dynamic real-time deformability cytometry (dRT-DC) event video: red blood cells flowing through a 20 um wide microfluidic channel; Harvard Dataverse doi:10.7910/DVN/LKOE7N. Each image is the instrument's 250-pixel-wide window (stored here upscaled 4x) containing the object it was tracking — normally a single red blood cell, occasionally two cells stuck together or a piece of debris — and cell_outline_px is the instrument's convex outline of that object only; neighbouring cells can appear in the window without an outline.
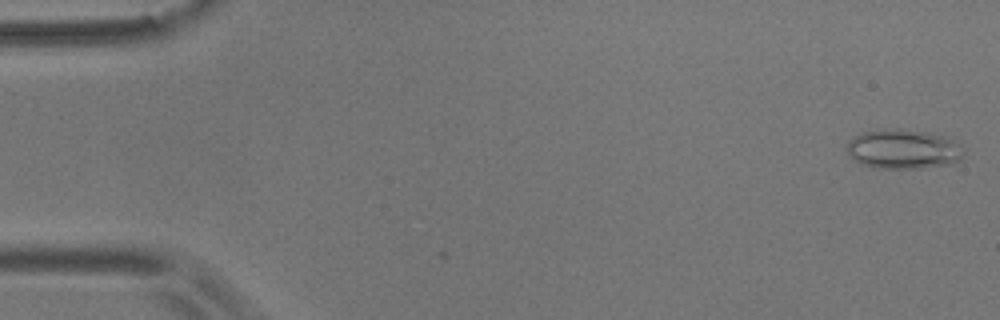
{"species": "common noctule bat (a hibernating species)", "species_latin": "Nyctalus noctula", "temperature_condition": "room temperature", "stored_images_in_passage": 55, "camera_frame_rate_fps": 3000, "um_per_image_px": 0.085, "animal": {"sex": "male", "body_mass_g": 17.9}, "frame": {"image": 1, "passage_image": 1, "time_ms": 0.0, "image_size_px": [1000, 320], "cell_outline_px": [[964, 152], [960, 160], [952, 164], [920, 168], [880, 168], [864, 164], [856, 160], [848, 152], [848, 144], [860, 132], [900, 128], [924, 132], [940, 136], [952, 140], [960, 144]], "centroid_in_image_um": [76.83, 12.68], "position_along_channel_um": 8.2, "area_um2": 26.36}}
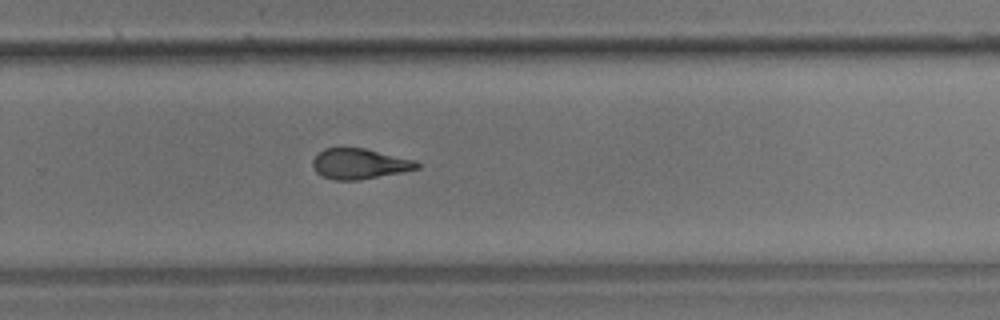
{"frame": {"image": 2, "passage_image": 36, "time_ms": 11.667, "image_size_px": [1000, 320], "cell_outline_px": [[420, 168], [360, 180], [332, 180], [316, 172], [312, 164], [312, 160], [324, 148], [364, 148], [416, 160], [420, 164]], "centroid_in_image_um": [30.56, 13.92], "position_along_channel_um": 299.2, "area_um2": 18.38}}
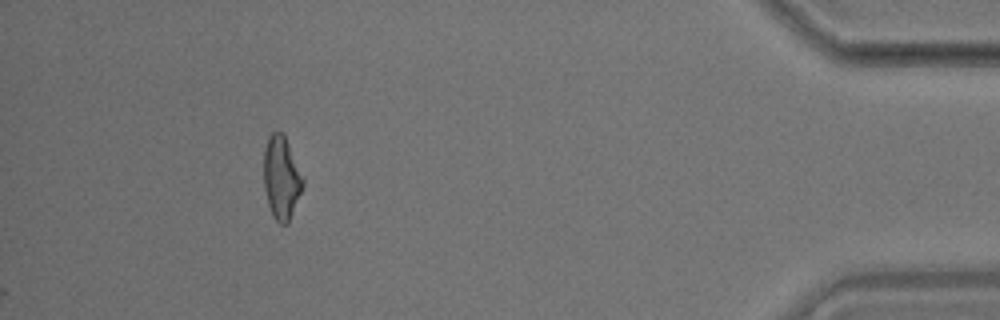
{"frame": {"image": 3, "passage_image": 50, "time_ms": 16.333, "image_size_px": [1000, 320], "cell_outline_px": [[304, 184], [288, 224], [280, 224], [272, 216], [268, 204], [264, 188], [264, 148], [268, 136], [276, 128], [284, 132], [304, 180]], "centroid_in_image_um": [23.91, 15.06], "position_along_channel_um": 411.3, "area_um2": 19.19}, "authors_computed_cell_mechanics": {"area_um2": 19.2474, "velocity_mm_per_s": 3.6478, "shape_relaxation_time_tau1_ms": 5.2346, "shape_relaxation_time_tau2_ms": 2.2149, "deformation_change_tau1": 0.1762, "deformation_change_tau2": 0.1021}}